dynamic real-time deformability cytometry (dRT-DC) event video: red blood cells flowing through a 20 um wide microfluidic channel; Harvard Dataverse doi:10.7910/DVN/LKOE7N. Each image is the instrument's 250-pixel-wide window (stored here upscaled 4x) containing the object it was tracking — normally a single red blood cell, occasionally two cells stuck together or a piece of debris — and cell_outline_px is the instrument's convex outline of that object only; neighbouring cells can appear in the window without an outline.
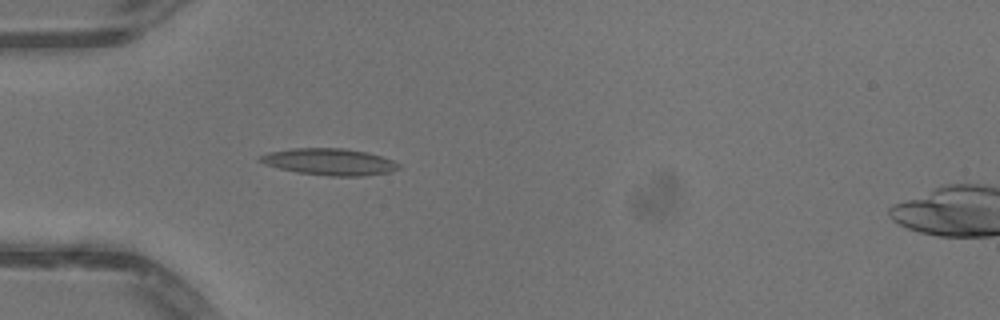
{"species": "common noctule bat (a hibernating species)", "species_latin": "Nyctalus noctula", "temperature_condition": "warm", "stored_images_in_passage": 7, "camera_frame_rate_fps": 3000, "um_per_image_px": 0.085, "animal": {"sex": "male", "body_mass_g": 13.3}, "frame": {"image": 1, "passage_image": 4, "time_ms": 1.0, "image_size_px": [1000, 320], "cell_outline_px": [[400, 168], [392, 172], [364, 176], [328, 176], [296, 172], [264, 164], [256, 160], [256, 156], [268, 152], [292, 148], [344, 148], [368, 152], [392, 160], [400, 164]], "centroid_in_image_um": [27.98, 13.75], "position_along_channel_um": 57.0, "area_um2": 21.85}}